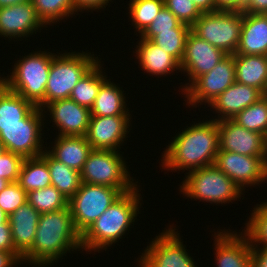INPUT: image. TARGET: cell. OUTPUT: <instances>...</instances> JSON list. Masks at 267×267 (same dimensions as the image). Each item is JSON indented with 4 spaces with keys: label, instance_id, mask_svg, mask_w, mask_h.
Segmentation results:
<instances>
[{
    "label": "cell",
    "instance_id": "f907efd6",
    "mask_svg": "<svg viewBox=\"0 0 267 267\" xmlns=\"http://www.w3.org/2000/svg\"><path fill=\"white\" fill-rule=\"evenodd\" d=\"M9 184V182L0 177V192Z\"/></svg>",
    "mask_w": 267,
    "mask_h": 267
},
{
    "label": "cell",
    "instance_id": "ac0fdd59",
    "mask_svg": "<svg viewBox=\"0 0 267 267\" xmlns=\"http://www.w3.org/2000/svg\"><path fill=\"white\" fill-rule=\"evenodd\" d=\"M44 26L36 14L32 1L0 8L1 38L21 41L22 38H28L39 30L41 32V28Z\"/></svg>",
    "mask_w": 267,
    "mask_h": 267
},
{
    "label": "cell",
    "instance_id": "4fadbf2b",
    "mask_svg": "<svg viewBox=\"0 0 267 267\" xmlns=\"http://www.w3.org/2000/svg\"><path fill=\"white\" fill-rule=\"evenodd\" d=\"M214 165L231 178L243 193L246 187L267 183V156L218 150Z\"/></svg>",
    "mask_w": 267,
    "mask_h": 267
},
{
    "label": "cell",
    "instance_id": "7dc6e473",
    "mask_svg": "<svg viewBox=\"0 0 267 267\" xmlns=\"http://www.w3.org/2000/svg\"><path fill=\"white\" fill-rule=\"evenodd\" d=\"M201 13H209L216 11L215 0H192Z\"/></svg>",
    "mask_w": 267,
    "mask_h": 267
},
{
    "label": "cell",
    "instance_id": "f546056e",
    "mask_svg": "<svg viewBox=\"0 0 267 267\" xmlns=\"http://www.w3.org/2000/svg\"><path fill=\"white\" fill-rule=\"evenodd\" d=\"M18 183L27 193L51 186V177L47 161L42 156L25 158Z\"/></svg>",
    "mask_w": 267,
    "mask_h": 267
},
{
    "label": "cell",
    "instance_id": "4dcf8cb0",
    "mask_svg": "<svg viewBox=\"0 0 267 267\" xmlns=\"http://www.w3.org/2000/svg\"><path fill=\"white\" fill-rule=\"evenodd\" d=\"M239 126L267 137V95L260 97L233 119Z\"/></svg>",
    "mask_w": 267,
    "mask_h": 267
},
{
    "label": "cell",
    "instance_id": "e575fe53",
    "mask_svg": "<svg viewBox=\"0 0 267 267\" xmlns=\"http://www.w3.org/2000/svg\"><path fill=\"white\" fill-rule=\"evenodd\" d=\"M27 202L40 214L59 211L68 207L66 197L54 186L28 192Z\"/></svg>",
    "mask_w": 267,
    "mask_h": 267
},
{
    "label": "cell",
    "instance_id": "2e32d148",
    "mask_svg": "<svg viewBox=\"0 0 267 267\" xmlns=\"http://www.w3.org/2000/svg\"><path fill=\"white\" fill-rule=\"evenodd\" d=\"M219 150L248 156H267V137L239 126L232 119L217 121Z\"/></svg>",
    "mask_w": 267,
    "mask_h": 267
},
{
    "label": "cell",
    "instance_id": "7a4b0ae2",
    "mask_svg": "<svg viewBox=\"0 0 267 267\" xmlns=\"http://www.w3.org/2000/svg\"><path fill=\"white\" fill-rule=\"evenodd\" d=\"M74 250H82L81 234L74 225L68 206L40 214L32 249L22 258V263L31 267L54 266V262Z\"/></svg>",
    "mask_w": 267,
    "mask_h": 267
},
{
    "label": "cell",
    "instance_id": "816d5d0a",
    "mask_svg": "<svg viewBox=\"0 0 267 267\" xmlns=\"http://www.w3.org/2000/svg\"><path fill=\"white\" fill-rule=\"evenodd\" d=\"M4 144L0 141V156L5 152Z\"/></svg>",
    "mask_w": 267,
    "mask_h": 267
},
{
    "label": "cell",
    "instance_id": "8992f818",
    "mask_svg": "<svg viewBox=\"0 0 267 267\" xmlns=\"http://www.w3.org/2000/svg\"><path fill=\"white\" fill-rule=\"evenodd\" d=\"M179 185L180 193L199 202L229 204L242 196L243 192L218 167L210 165L187 172Z\"/></svg>",
    "mask_w": 267,
    "mask_h": 267
},
{
    "label": "cell",
    "instance_id": "d590c367",
    "mask_svg": "<svg viewBox=\"0 0 267 267\" xmlns=\"http://www.w3.org/2000/svg\"><path fill=\"white\" fill-rule=\"evenodd\" d=\"M190 31L191 28H172V31H157V35L151 41L181 63L186 39Z\"/></svg>",
    "mask_w": 267,
    "mask_h": 267
},
{
    "label": "cell",
    "instance_id": "ab89813d",
    "mask_svg": "<svg viewBox=\"0 0 267 267\" xmlns=\"http://www.w3.org/2000/svg\"><path fill=\"white\" fill-rule=\"evenodd\" d=\"M24 158L10 151H5L0 156V177L9 183L18 182Z\"/></svg>",
    "mask_w": 267,
    "mask_h": 267
},
{
    "label": "cell",
    "instance_id": "52a82bcc",
    "mask_svg": "<svg viewBox=\"0 0 267 267\" xmlns=\"http://www.w3.org/2000/svg\"><path fill=\"white\" fill-rule=\"evenodd\" d=\"M121 151L92 150L80 172L81 182L93 185H102L119 189L127 193L138 185L130 177L127 162ZM129 170V171H128Z\"/></svg>",
    "mask_w": 267,
    "mask_h": 267
},
{
    "label": "cell",
    "instance_id": "5bb4252c",
    "mask_svg": "<svg viewBox=\"0 0 267 267\" xmlns=\"http://www.w3.org/2000/svg\"><path fill=\"white\" fill-rule=\"evenodd\" d=\"M227 55L223 50L200 39L190 31L180 63V73L186 72L189 82L181 86V90L183 89L181 92L183 93L199 76L211 71Z\"/></svg>",
    "mask_w": 267,
    "mask_h": 267
},
{
    "label": "cell",
    "instance_id": "4316f807",
    "mask_svg": "<svg viewBox=\"0 0 267 267\" xmlns=\"http://www.w3.org/2000/svg\"><path fill=\"white\" fill-rule=\"evenodd\" d=\"M100 59L80 78L73 88L70 99L79 105L92 108L101 85L107 80ZM104 73V74H103Z\"/></svg>",
    "mask_w": 267,
    "mask_h": 267
},
{
    "label": "cell",
    "instance_id": "277c9868",
    "mask_svg": "<svg viewBox=\"0 0 267 267\" xmlns=\"http://www.w3.org/2000/svg\"><path fill=\"white\" fill-rule=\"evenodd\" d=\"M56 53L37 50L15 61L10 75L1 77V83L37 106L45 97L52 57Z\"/></svg>",
    "mask_w": 267,
    "mask_h": 267
},
{
    "label": "cell",
    "instance_id": "7c38bea8",
    "mask_svg": "<svg viewBox=\"0 0 267 267\" xmlns=\"http://www.w3.org/2000/svg\"><path fill=\"white\" fill-rule=\"evenodd\" d=\"M235 82L234 54L227 55L211 71L199 76L182 94L187 106L210 104Z\"/></svg>",
    "mask_w": 267,
    "mask_h": 267
},
{
    "label": "cell",
    "instance_id": "44dd1931",
    "mask_svg": "<svg viewBox=\"0 0 267 267\" xmlns=\"http://www.w3.org/2000/svg\"><path fill=\"white\" fill-rule=\"evenodd\" d=\"M40 213L28 202L8 216L15 251L23 258L31 249Z\"/></svg>",
    "mask_w": 267,
    "mask_h": 267
},
{
    "label": "cell",
    "instance_id": "8d00e7d4",
    "mask_svg": "<svg viewBox=\"0 0 267 267\" xmlns=\"http://www.w3.org/2000/svg\"><path fill=\"white\" fill-rule=\"evenodd\" d=\"M172 28H190V26L182 23L170 10L163 6L139 38L152 40L157 35V31H172Z\"/></svg>",
    "mask_w": 267,
    "mask_h": 267
},
{
    "label": "cell",
    "instance_id": "ffe728a7",
    "mask_svg": "<svg viewBox=\"0 0 267 267\" xmlns=\"http://www.w3.org/2000/svg\"><path fill=\"white\" fill-rule=\"evenodd\" d=\"M262 96L263 94L258 89L234 82L208 106L214 109L216 114L218 113V117L214 120L233 119Z\"/></svg>",
    "mask_w": 267,
    "mask_h": 267
},
{
    "label": "cell",
    "instance_id": "3957f363",
    "mask_svg": "<svg viewBox=\"0 0 267 267\" xmlns=\"http://www.w3.org/2000/svg\"><path fill=\"white\" fill-rule=\"evenodd\" d=\"M140 186L127 193H123L116 199L81 235L82 251L98 252L112 244L119 242L125 233L134 225L136 217L140 214L142 196L138 193Z\"/></svg>",
    "mask_w": 267,
    "mask_h": 267
},
{
    "label": "cell",
    "instance_id": "836d02e7",
    "mask_svg": "<svg viewBox=\"0 0 267 267\" xmlns=\"http://www.w3.org/2000/svg\"><path fill=\"white\" fill-rule=\"evenodd\" d=\"M250 217L242 233L247 237L250 247L267 248V201L258 203Z\"/></svg>",
    "mask_w": 267,
    "mask_h": 267
},
{
    "label": "cell",
    "instance_id": "9c48e42d",
    "mask_svg": "<svg viewBox=\"0 0 267 267\" xmlns=\"http://www.w3.org/2000/svg\"><path fill=\"white\" fill-rule=\"evenodd\" d=\"M45 120L43 110L35 106L22 119V123L0 126V141L4 144L5 150L20 155L24 159L41 156L46 150L45 145L47 146L43 144L45 133H41L45 128L44 124L47 123Z\"/></svg>",
    "mask_w": 267,
    "mask_h": 267
},
{
    "label": "cell",
    "instance_id": "d6986e66",
    "mask_svg": "<svg viewBox=\"0 0 267 267\" xmlns=\"http://www.w3.org/2000/svg\"><path fill=\"white\" fill-rule=\"evenodd\" d=\"M231 231L218 229L217 233L214 232L215 265L251 267V247L247 237L242 232Z\"/></svg>",
    "mask_w": 267,
    "mask_h": 267
},
{
    "label": "cell",
    "instance_id": "83f0119b",
    "mask_svg": "<svg viewBox=\"0 0 267 267\" xmlns=\"http://www.w3.org/2000/svg\"><path fill=\"white\" fill-rule=\"evenodd\" d=\"M41 156L47 161L51 186H54L69 201L82 183L80 172L57 161L46 150Z\"/></svg>",
    "mask_w": 267,
    "mask_h": 267
},
{
    "label": "cell",
    "instance_id": "484cf974",
    "mask_svg": "<svg viewBox=\"0 0 267 267\" xmlns=\"http://www.w3.org/2000/svg\"><path fill=\"white\" fill-rule=\"evenodd\" d=\"M121 88V89H120ZM122 87L116 85L110 78L100 87L94 104L90 109L91 116H132L126 104Z\"/></svg>",
    "mask_w": 267,
    "mask_h": 267
},
{
    "label": "cell",
    "instance_id": "ee69618b",
    "mask_svg": "<svg viewBox=\"0 0 267 267\" xmlns=\"http://www.w3.org/2000/svg\"><path fill=\"white\" fill-rule=\"evenodd\" d=\"M22 257L17 252H6L0 250V267H18L21 265Z\"/></svg>",
    "mask_w": 267,
    "mask_h": 267
},
{
    "label": "cell",
    "instance_id": "8fae6325",
    "mask_svg": "<svg viewBox=\"0 0 267 267\" xmlns=\"http://www.w3.org/2000/svg\"><path fill=\"white\" fill-rule=\"evenodd\" d=\"M177 230L170 225L153 238L141 257L135 259H139V267H197Z\"/></svg>",
    "mask_w": 267,
    "mask_h": 267
},
{
    "label": "cell",
    "instance_id": "60d3db41",
    "mask_svg": "<svg viewBox=\"0 0 267 267\" xmlns=\"http://www.w3.org/2000/svg\"><path fill=\"white\" fill-rule=\"evenodd\" d=\"M109 1L113 2L112 0H72V3L74 11L78 15V12H84L85 10L93 13V11L104 9L110 3Z\"/></svg>",
    "mask_w": 267,
    "mask_h": 267
},
{
    "label": "cell",
    "instance_id": "f6af8a7d",
    "mask_svg": "<svg viewBox=\"0 0 267 267\" xmlns=\"http://www.w3.org/2000/svg\"><path fill=\"white\" fill-rule=\"evenodd\" d=\"M217 10L243 11L248 0H215Z\"/></svg>",
    "mask_w": 267,
    "mask_h": 267
},
{
    "label": "cell",
    "instance_id": "6da1fadb",
    "mask_svg": "<svg viewBox=\"0 0 267 267\" xmlns=\"http://www.w3.org/2000/svg\"><path fill=\"white\" fill-rule=\"evenodd\" d=\"M181 130L162 153L161 166L166 171H193L215 164L219 150L217 120L207 119Z\"/></svg>",
    "mask_w": 267,
    "mask_h": 267
},
{
    "label": "cell",
    "instance_id": "b9f144b4",
    "mask_svg": "<svg viewBox=\"0 0 267 267\" xmlns=\"http://www.w3.org/2000/svg\"><path fill=\"white\" fill-rule=\"evenodd\" d=\"M0 250L16 252L12 242L11 228L8 221L0 225Z\"/></svg>",
    "mask_w": 267,
    "mask_h": 267
},
{
    "label": "cell",
    "instance_id": "d6a6232c",
    "mask_svg": "<svg viewBox=\"0 0 267 267\" xmlns=\"http://www.w3.org/2000/svg\"><path fill=\"white\" fill-rule=\"evenodd\" d=\"M38 18L45 25L55 24L75 16L72 0H31Z\"/></svg>",
    "mask_w": 267,
    "mask_h": 267
},
{
    "label": "cell",
    "instance_id": "d4e9b609",
    "mask_svg": "<svg viewBox=\"0 0 267 267\" xmlns=\"http://www.w3.org/2000/svg\"><path fill=\"white\" fill-rule=\"evenodd\" d=\"M235 82L258 89L265 95L267 56L234 54Z\"/></svg>",
    "mask_w": 267,
    "mask_h": 267
},
{
    "label": "cell",
    "instance_id": "7bdbcfd3",
    "mask_svg": "<svg viewBox=\"0 0 267 267\" xmlns=\"http://www.w3.org/2000/svg\"><path fill=\"white\" fill-rule=\"evenodd\" d=\"M251 267H267V248L251 247Z\"/></svg>",
    "mask_w": 267,
    "mask_h": 267
},
{
    "label": "cell",
    "instance_id": "9a60e30c",
    "mask_svg": "<svg viewBox=\"0 0 267 267\" xmlns=\"http://www.w3.org/2000/svg\"><path fill=\"white\" fill-rule=\"evenodd\" d=\"M131 119V116H91L85 136L87 142L93 150L120 151L132 128Z\"/></svg>",
    "mask_w": 267,
    "mask_h": 267
},
{
    "label": "cell",
    "instance_id": "bcb514c9",
    "mask_svg": "<svg viewBox=\"0 0 267 267\" xmlns=\"http://www.w3.org/2000/svg\"><path fill=\"white\" fill-rule=\"evenodd\" d=\"M242 12L248 14H267V0H248Z\"/></svg>",
    "mask_w": 267,
    "mask_h": 267
},
{
    "label": "cell",
    "instance_id": "cb8c5ba5",
    "mask_svg": "<svg viewBox=\"0 0 267 267\" xmlns=\"http://www.w3.org/2000/svg\"><path fill=\"white\" fill-rule=\"evenodd\" d=\"M53 146L46 147V151L57 161L81 172L89 153L93 150L85 136L56 135ZM49 149V150H48Z\"/></svg>",
    "mask_w": 267,
    "mask_h": 267
},
{
    "label": "cell",
    "instance_id": "681fc988",
    "mask_svg": "<svg viewBox=\"0 0 267 267\" xmlns=\"http://www.w3.org/2000/svg\"><path fill=\"white\" fill-rule=\"evenodd\" d=\"M8 221V215L0 208V225Z\"/></svg>",
    "mask_w": 267,
    "mask_h": 267
},
{
    "label": "cell",
    "instance_id": "f35d334b",
    "mask_svg": "<svg viewBox=\"0 0 267 267\" xmlns=\"http://www.w3.org/2000/svg\"><path fill=\"white\" fill-rule=\"evenodd\" d=\"M164 6L190 27L202 15L192 0H164Z\"/></svg>",
    "mask_w": 267,
    "mask_h": 267
},
{
    "label": "cell",
    "instance_id": "30bf717a",
    "mask_svg": "<svg viewBox=\"0 0 267 267\" xmlns=\"http://www.w3.org/2000/svg\"><path fill=\"white\" fill-rule=\"evenodd\" d=\"M122 194L113 187L81 183L75 195L68 201L77 231L82 235Z\"/></svg>",
    "mask_w": 267,
    "mask_h": 267
},
{
    "label": "cell",
    "instance_id": "ba28073f",
    "mask_svg": "<svg viewBox=\"0 0 267 267\" xmlns=\"http://www.w3.org/2000/svg\"><path fill=\"white\" fill-rule=\"evenodd\" d=\"M242 23V11L217 10L202 13L190 28L200 39L233 55L239 45Z\"/></svg>",
    "mask_w": 267,
    "mask_h": 267
},
{
    "label": "cell",
    "instance_id": "603a6c76",
    "mask_svg": "<svg viewBox=\"0 0 267 267\" xmlns=\"http://www.w3.org/2000/svg\"><path fill=\"white\" fill-rule=\"evenodd\" d=\"M235 54L267 56V14L243 12V23Z\"/></svg>",
    "mask_w": 267,
    "mask_h": 267
},
{
    "label": "cell",
    "instance_id": "7402d4cb",
    "mask_svg": "<svg viewBox=\"0 0 267 267\" xmlns=\"http://www.w3.org/2000/svg\"><path fill=\"white\" fill-rule=\"evenodd\" d=\"M136 46L134 53L138 59L137 63L152 77L153 75L165 77L177 70L181 71L180 63L151 40L141 38Z\"/></svg>",
    "mask_w": 267,
    "mask_h": 267
},
{
    "label": "cell",
    "instance_id": "74e56055",
    "mask_svg": "<svg viewBox=\"0 0 267 267\" xmlns=\"http://www.w3.org/2000/svg\"><path fill=\"white\" fill-rule=\"evenodd\" d=\"M27 202V192L18 182L9 183L0 192V208L9 216Z\"/></svg>",
    "mask_w": 267,
    "mask_h": 267
},
{
    "label": "cell",
    "instance_id": "e0dca14e",
    "mask_svg": "<svg viewBox=\"0 0 267 267\" xmlns=\"http://www.w3.org/2000/svg\"><path fill=\"white\" fill-rule=\"evenodd\" d=\"M45 109L47 111H45ZM46 113V112H48ZM49 115L60 136H86L91 112L70 98L52 101L43 108Z\"/></svg>",
    "mask_w": 267,
    "mask_h": 267
},
{
    "label": "cell",
    "instance_id": "5b68a950",
    "mask_svg": "<svg viewBox=\"0 0 267 267\" xmlns=\"http://www.w3.org/2000/svg\"><path fill=\"white\" fill-rule=\"evenodd\" d=\"M65 52H57L58 55L52 57L45 97L37 105L42 110L52 101L69 98L80 78L99 60L98 56L83 50Z\"/></svg>",
    "mask_w": 267,
    "mask_h": 267
},
{
    "label": "cell",
    "instance_id": "f1b7e54d",
    "mask_svg": "<svg viewBox=\"0 0 267 267\" xmlns=\"http://www.w3.org/2000/svg\"><path fill=\"white\" fill-rule=\"evenodd\" d=\"M35 107L29 100L0 84V126L22 123V119Z\"/></svg>",
    "mask_w": 267,
    "mask_h": 267
},
{
    "label": "cell",
    "instance_id": "1f68e13d",
    "mask_svg": "<svg viewBox=\"0 0 267 267\" xmlns=\"http://www.w3.org/2000/svg\"><path fill=\"white\" fill-rule=\"evenodd\" d=\"M128 6L132 26L141 35L163 8L164 0H130Z\"/></svg>",
    "mask_w": 267,
    "mask_h": 267
},
{
    "label": "cell",
    "instance_id": "c3c4849f",
    "mask_svg": "<svg viewBox=\"0 0 267 267\" xmlns=\"http://www.w3.org/2000/svg\"><path fill=\"white\" fill-rule=\"evenodd\" d=\"M31 0H0V8L8 7L18 3L28 2Z\"/></svg>",
    "mask_w": 267,
    "mask_h": 267
}]
</instances>
